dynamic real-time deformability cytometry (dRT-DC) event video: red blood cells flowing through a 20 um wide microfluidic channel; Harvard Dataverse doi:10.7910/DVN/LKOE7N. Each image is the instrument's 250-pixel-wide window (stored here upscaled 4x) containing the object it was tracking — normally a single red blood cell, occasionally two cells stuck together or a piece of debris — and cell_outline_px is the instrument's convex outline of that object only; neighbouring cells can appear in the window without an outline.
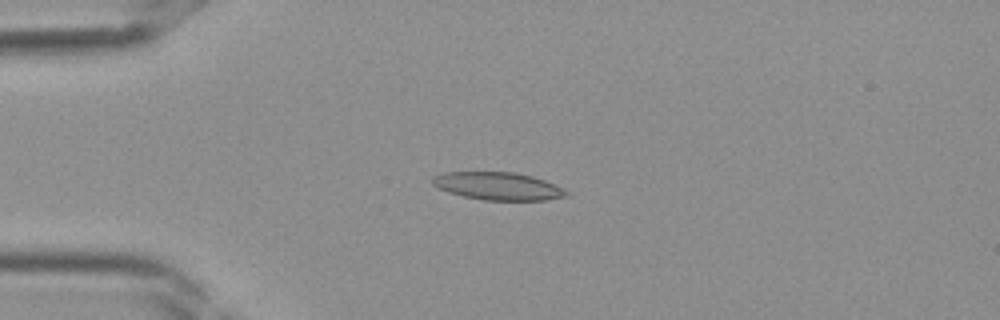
{"species": "Egyptian fruit bat (a non-hibernating species)", "species_latin": "Rousettus aegyptiacus", "temperature_condition": "room temperature", "stored_images_in_passage": 39, "camera_frame_rate_fps": 3000, "um_per_image_px": 0.085, "frame": {"image": 1, "passage_image": 10, "time_ms": 3.0, "image_size_px": [1000, 320], "cell_outline_px": [[568, 196], [548, 200], [484, 200], [464, 196], [448, 192], [432, 184], [432, 176], [444, 172], [516, 172], [532, 176], [544, 180], [564, 188], [568, 192]], "centroid_in_image_um": [42.35, 15.81], "position_along_channel_um": 42.7, "area_um2": 21.68}}
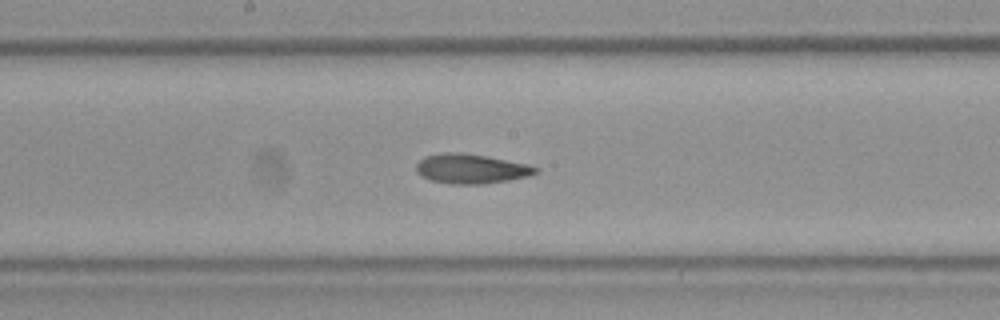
{"frame": {"image": 2, "passage_image": 21, "time_ms": 6.667, "image_size_px": [1000, 320], "cell_outline_px": [[540, 168], [536, 172], [528, 176], [508, 180], [480, 184], [452, 184], [432, 180], [420, 176], [416, 172], [416, 164], [424, 156], [440, 152], [460, 152], [488, 156], [528, 164]], "centroid_in_image_um": [40.01, 14.33], "position_along_channel_um": 208.2, "area_um2": 20.69}}
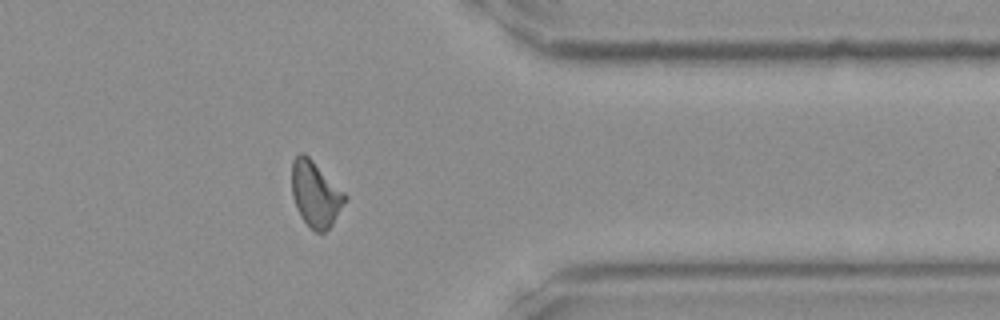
{"frame": {"image": 3, "passage_image": 32, "time_ms": 10.333, "image_size_px": [1000, 320], "cell_outline_px": [[348, 196], [332, 224], [324, 232], [316, 232], [300, 216], [296, 208], [292, 196], [292, 160], [300, 152], [304, 152]], "centroid_in_image_um": [26.79, 16.47], "position_along_channel_um": 384.6, "area_um2": 20.0}}